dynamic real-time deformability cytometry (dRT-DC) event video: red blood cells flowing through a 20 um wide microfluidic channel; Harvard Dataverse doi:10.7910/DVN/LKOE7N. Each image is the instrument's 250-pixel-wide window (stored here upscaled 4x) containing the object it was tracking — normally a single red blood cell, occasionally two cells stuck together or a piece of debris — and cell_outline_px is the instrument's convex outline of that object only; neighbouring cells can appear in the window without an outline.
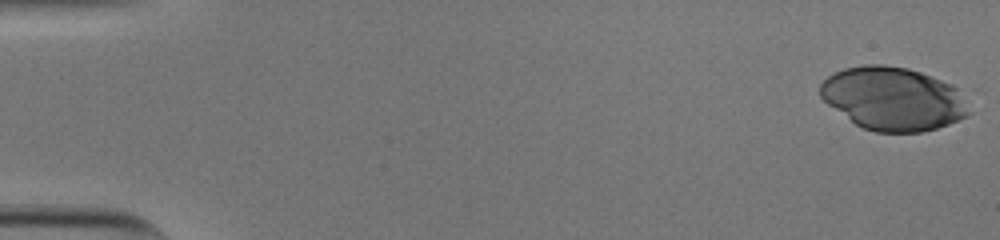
{"species": "human", "species_latin": "Homo sapiens", "temperature_condition": "cold", "stored_images_in_passage": 54, "camera_frame_rate_fps": 3000, "um_per_image_px": 0.085, "donor": {"sex": "male"}, "frame": {"image": 1, "passage_image": 1, "time_ms": 0.0, "image_size_px": [1000, 240], "cell_outline_px": [[972, 112], [968, 116], [948, 124], [924, 132], [876, 132], [864, 128], [856, 124], [828, 104], [820, 96], [820, 84], [832, 72], [844, 68], [864, 64], [884, 64], [908, 68], [920, 72], [952, 84], [956, 88]], "centroid_in_image_um": [75.91, 8.38], "position_along_channel_um": 9.1, "area_um2": 54.79}}